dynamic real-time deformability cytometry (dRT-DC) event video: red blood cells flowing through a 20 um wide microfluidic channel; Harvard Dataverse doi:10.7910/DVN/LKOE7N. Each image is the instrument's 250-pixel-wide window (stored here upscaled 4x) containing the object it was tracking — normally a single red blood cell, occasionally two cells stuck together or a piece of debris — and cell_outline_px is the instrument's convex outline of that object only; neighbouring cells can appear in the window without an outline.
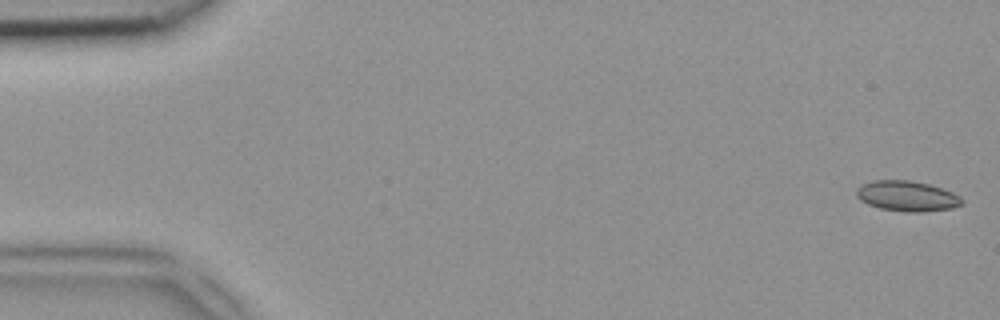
{"species": "common noctule bat (a hibernating species)", "species_latin": "Nyctalus noctula", "temperature_condition": "room temperature", "stored_images_in_passage": 47, "camera_frame_rate_fps": 3000, "um_per_image_px": 0.085, "animal": {"sex": "female", "body_mass_g": 18.4}, "frame": {"image": 1, "passage_image": 1, "time_ms": 0.0, "image_size_px": [1000, 320], "cell_outline_px": [[964, 204], [952, 208], [924, 212], [904, 212], [880, 208], [868, 204], [860, 200], [856, 196], [856, 188], [872, 180], [908, 180], [928, 184], [952, 192], [960, 196], [964, 200]], "centroid_in_image_um": [77.11, 16.67], "position_along_channel_um": 7.9, "area_um2": 18.73}}
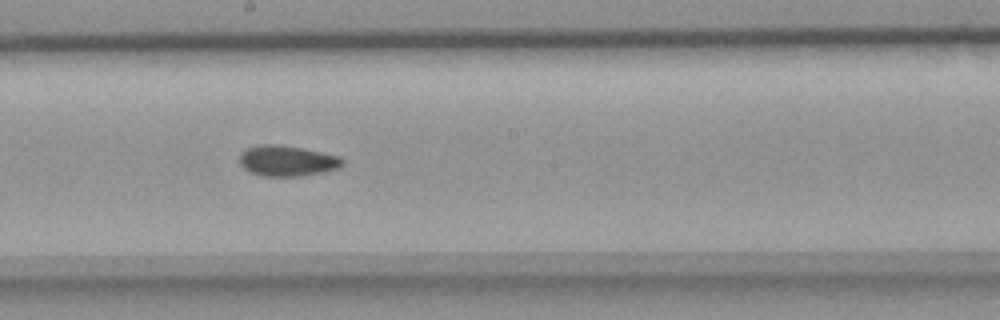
{"frame": {"image": 2, "passage_image": 26, "time_ms": 8.333, "image_size_px": [1000, 320], "cell_outline_px": [[344, 164], [340, 168], [320, 172], [296, 176], [264, 176], [252, 172], [244, 168], [240, 164], [240, 152], [248, 148], [260, 144], [276, 144], [300, 148], [340, 156], [344, 160]], "centroid_in_image_um": [24.41, 13.66], "position_along_channel_um": 223.8, "area_um2": 18.15}}
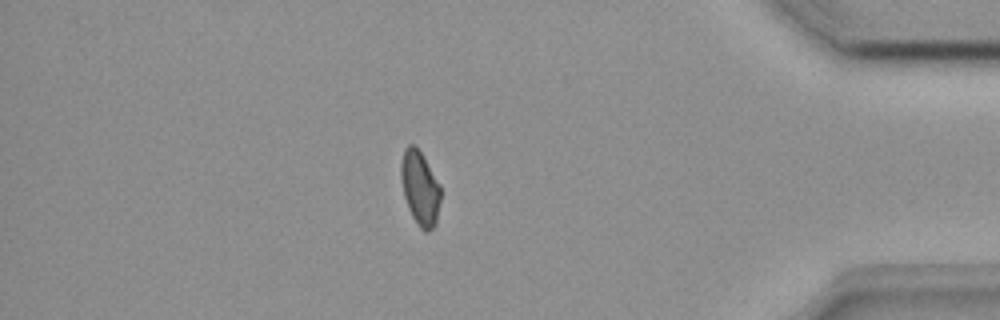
{"frame": {"image": 3, "passage_image": 41, "time_ms": 13.333, "image_size_px": [1000, 320], "cell_outline_px": [[440, 200], [436, 224], [428, 232], [424, 232], [420, 228], [412, 216], [408, 208], [404, 196], [400, 180], [400, 164], [404, 148], [408, 144], [412, 144], [424, 156], [440, 184]], "centroid_in_image_um": [35.69, 15.98], "position_along_channel_um": 399.5, "area_um2": 17.34}}